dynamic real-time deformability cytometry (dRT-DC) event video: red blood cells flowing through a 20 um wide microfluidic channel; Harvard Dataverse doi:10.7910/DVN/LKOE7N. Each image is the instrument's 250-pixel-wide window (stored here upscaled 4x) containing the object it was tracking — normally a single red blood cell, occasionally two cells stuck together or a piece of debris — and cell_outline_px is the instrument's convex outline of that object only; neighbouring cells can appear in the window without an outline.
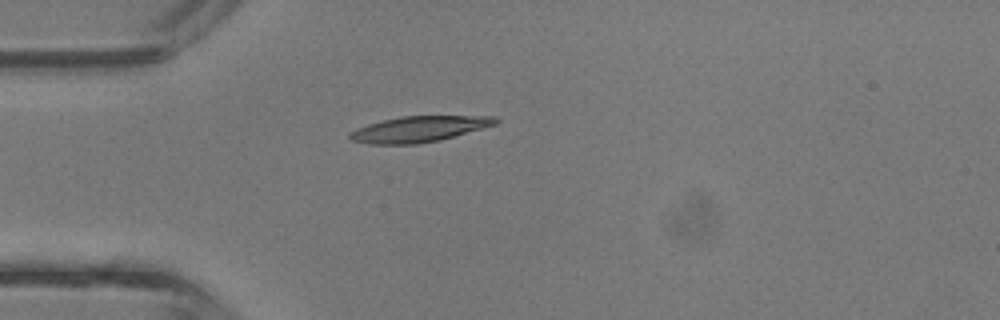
{"species": "common noctule bat (a hibernating species)", "species_latin": "Nyctalus noctula", "temperature_condition": "room temperature", "stored_images_in_passage": 1, "camera_frame_rate_fps": 3000, "um_per_image_px": 0.085, "animal": {"sex": "male", "body_mass_g": 13.3}, "frame": {"image": 1, "passage_image": 1, "time_ms": 0.0, "image_size_px": [1000, 320], "cell_outline_px": [[500, 120], [496, 124], [440, 140], [416, 144], [368, 144], [352, 140], [348, 136], [348, 132], [356, 128], [368, 124], [400, 116], [496, 116]], "centroid_in_image_um": [35.59, 10.97], "position_along_channel_um": 49.4, "area_um2": 21.85}}